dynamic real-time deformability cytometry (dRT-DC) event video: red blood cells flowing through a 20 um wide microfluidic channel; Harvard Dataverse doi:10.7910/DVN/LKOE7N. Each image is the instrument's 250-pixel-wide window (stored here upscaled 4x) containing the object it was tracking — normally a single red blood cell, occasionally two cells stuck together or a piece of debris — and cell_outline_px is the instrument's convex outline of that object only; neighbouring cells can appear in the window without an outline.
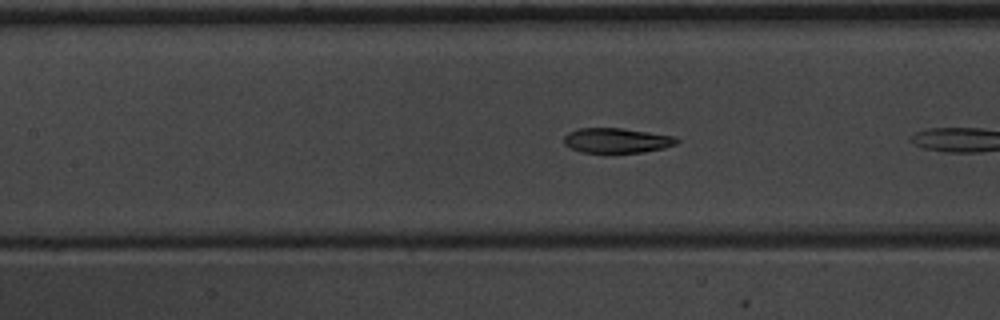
{"species": "common noctule bat (a hibernating species)", "species_latin": "Nyctalus noctula", "temperature_condition": "warm", "stored_images_in_passage": 9, "camera_frame_rate_fps": 3000, "um_per_image_px": 0.085, "animal": {"sex": "male", "body_mass_g": 20.1, "forearm_length_mm": 53.5}, "frame": {"image": 1, "passage_image": 7, "time_ms": 2.0, "image_size_px": [1000, 320], "cell_outline_px": [[680, 140], [676, 144], [664, 148], [644, 152], [580, 152], [564, 144], [564, 136], [568, 132], [580, 128], [620, 128], [676, 136]], "centroid_in_image_um": [52.44, 11.93], "position_along_channel_um": 155.0, "area_um2": 16.3}}